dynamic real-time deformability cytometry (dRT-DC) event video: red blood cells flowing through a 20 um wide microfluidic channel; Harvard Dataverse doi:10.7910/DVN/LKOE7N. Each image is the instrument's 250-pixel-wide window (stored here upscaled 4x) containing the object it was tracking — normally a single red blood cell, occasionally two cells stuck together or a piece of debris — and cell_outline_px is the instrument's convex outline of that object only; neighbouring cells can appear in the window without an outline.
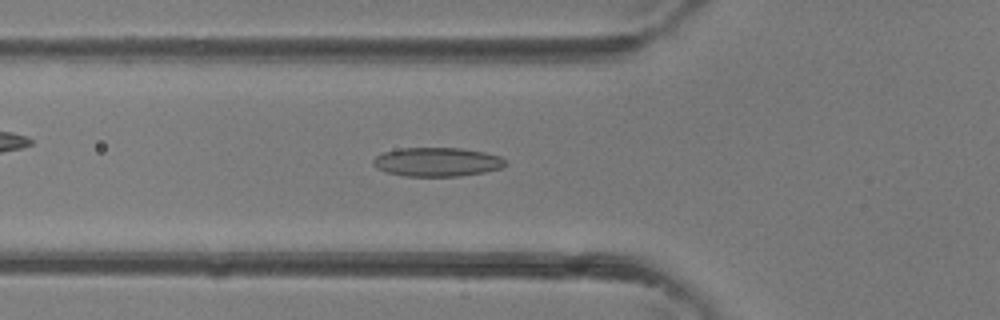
{"species": "common noctule bat (a hibernating species)", "species_latin": "Nyctalus noctula", "temperature_condition": "room temperature", "stored_images_in_passage": 38, "camera_frame_rate_fps": 3000, "um_per_image_px": 0.085, "animal": {"sex": "female"}, "frame": {"image": 1, "passage_image": 13, "time_ms": 4.0, "image_size_px": [1000, 320], "cell_outline_px": [[508, 164], [500, 168], [484, 172], [460, 176], [404, 176], [388, 172], [376, 168], [372, 164], [372, 160], [376, 156], [384, 152], [400, 148], [464, 148], [484, 152], [500, 156], [508, 160]], "centroid_in_image_um": [37.18, 13.76], "position_along_channel_um": 88.6, "area_um2": 22.43}}
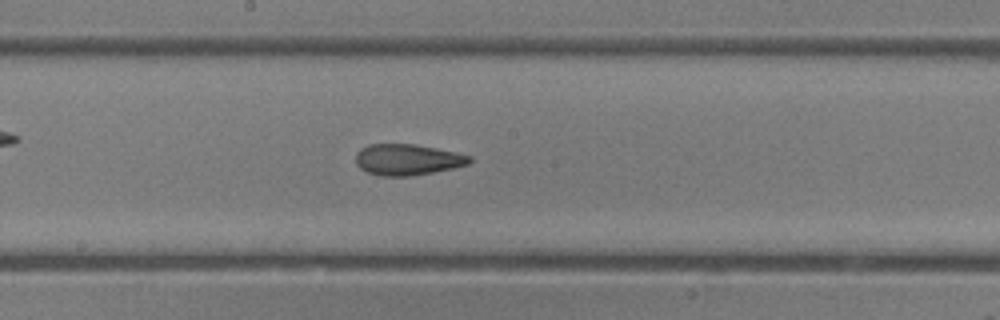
{"frame": {"image": 2, "passage_image": 20, "time_ms": 6.333, "image_size_px": [1000, 320], "cell_outline_px": [[472, 160], [468, 164], [452, 168], [432, 172], [408, 176], [380, 176], [368, 172], [360, 168], [356, 164], [356, 152], [360, 148], [368, 144], [416, 144], [456, 152], [472, 156]], "centroid_in_image_um": [34.61, 13.56], "position_along_channel_um": 213.6, "area_um2": 20.63}}
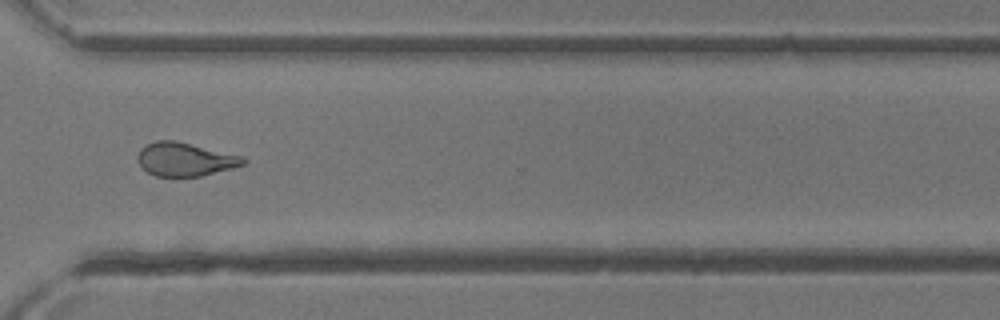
{"frame": {"image": 3, "passage_image": 28, "time_ms": 9.0, "image_size_px": [1000, 320], "cell_outline_px": [[248, 160], [244, 164], [232, 168], [200, 176], [156, 176], [140, 168], [136, 160], [136, 156], [140, 148], [156, 140], [176, 140], [244, 156]], "centroid_in_image_um": [15.7, 13.53], "position_along_channel_um": 354.9, "area_um2": 20.87}}